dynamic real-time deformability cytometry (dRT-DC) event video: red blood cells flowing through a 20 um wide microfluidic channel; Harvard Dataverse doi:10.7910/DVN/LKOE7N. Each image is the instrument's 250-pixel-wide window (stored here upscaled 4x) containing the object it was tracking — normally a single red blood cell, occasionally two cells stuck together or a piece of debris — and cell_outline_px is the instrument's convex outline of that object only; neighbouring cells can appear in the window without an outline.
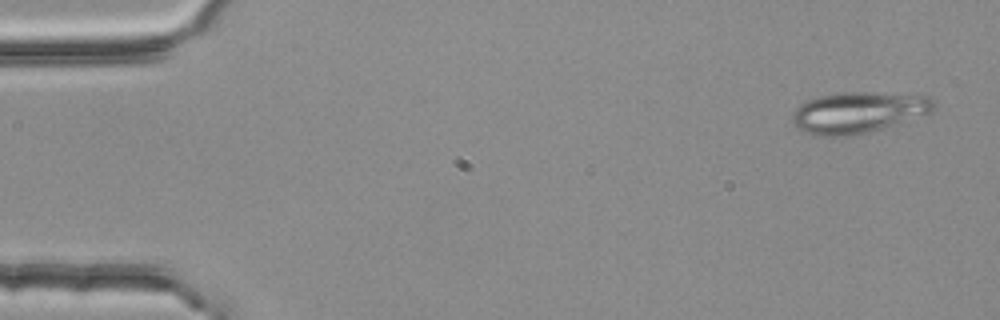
{"species": "common noctule bat (a hibernating species)", "species_latin": "Nyctalus noctula", "temperature_condition": "room temperature", "stored_images_in_passage": 4, "camera_frame_rate_fps": 3000, "um_per_image_px": 0.085, "animal": {"sex": "female", "body_mass_g": 25.1}, "frame": {"image": 1, "passage_image": 1, "time_ms": 0.0, "image_size_px": [1000, 320], "cell_outline_px": [[936, 104], [932, 112], [880, 128], [864, 132], [836, 136], [820, 136], [804, 132], [796, 128], [792, 120], [792, 112], [800, 104], [808, 100], [820, 96], [840, 92], [876, 92], [928, 96]], "centroid_in_image_um": [72.91, 9.53], "position_along_channel_um": 12.1, "area_um2": 33.41}}